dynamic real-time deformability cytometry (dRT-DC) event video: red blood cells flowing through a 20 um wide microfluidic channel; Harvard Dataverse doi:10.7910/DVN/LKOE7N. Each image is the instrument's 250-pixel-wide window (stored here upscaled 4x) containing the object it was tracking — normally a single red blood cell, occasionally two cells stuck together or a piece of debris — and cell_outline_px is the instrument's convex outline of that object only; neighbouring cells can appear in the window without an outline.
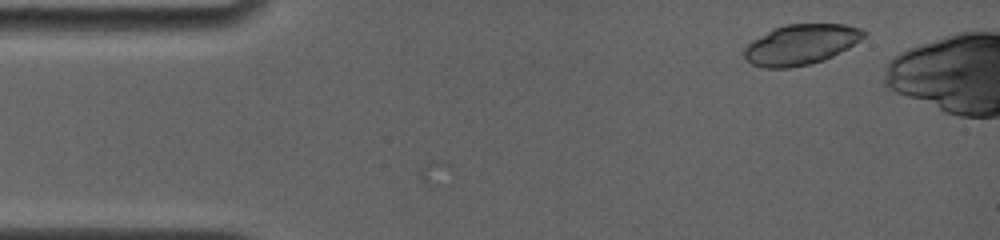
{"species": "common noctule bat (a hibernating species)", "species_latin": "Nyctalus noctula", "temperature_condition": "room temperature", "stored_images_in_passage": 3, "camera_frame_rate_fps": 4000, "um_per_image_px": 0.085, "animal": {"sex": "female", "body_mass_g": 19.0, "forearm_length_mm": 56.7}, "frame": {"image": 1, "passage_image": 3, "time_ms": 0.75, "image_size_px": [1000, 240], "cell_outline_px": [[868, 32], [860, 40], [848, 48], [824, 60], [808, 64], [788, 68], [764, 68], [752, 64], [740, 52], [752, 40], [772, 28], [784, 24], [844, 24], [860, 28]], "centroid_in_image_um": [68.04, 3.78], "position_along_channel_um": 17.0, "area_um2": 28.21}}